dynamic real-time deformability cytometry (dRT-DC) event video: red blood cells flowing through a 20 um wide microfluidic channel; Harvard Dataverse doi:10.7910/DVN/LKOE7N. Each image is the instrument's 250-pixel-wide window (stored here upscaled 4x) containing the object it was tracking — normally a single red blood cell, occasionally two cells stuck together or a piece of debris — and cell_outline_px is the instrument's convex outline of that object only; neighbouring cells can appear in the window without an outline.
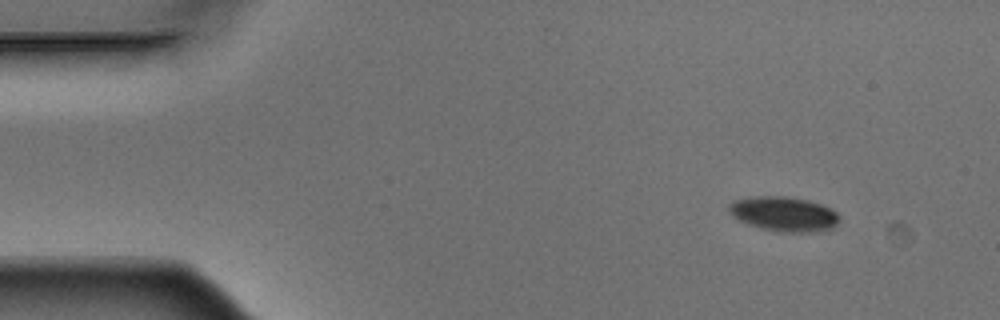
{"species": "Egyptian fruit bat (a non-hibernating species)", "species_latin": "Rousettus aegyptiacus", "temperature_condition": "warm", "stored_images_in_passage": 5, "camera_frame_rate_fps": 3000, "um_per_image_px": 0.085, "animal": {"sex": "male"}, "frame": {"image": 1, "passage_image": 1, "time_ms": 0.0, "image_size_px": [1000, 320], "cell_outline_px": [[840, 220], [832, 228], [816, 232], [780, 232], [748, 224], [732, 216], [728, 208], [736, 200], [756, 196], [784, 196], [808, 200], [820, 204], [836, 212], [840, 216]], "centroid_in_image_um": [66.67, 18.19], "position_along_channel_um": 18.3, "area_um2": 22.02}}
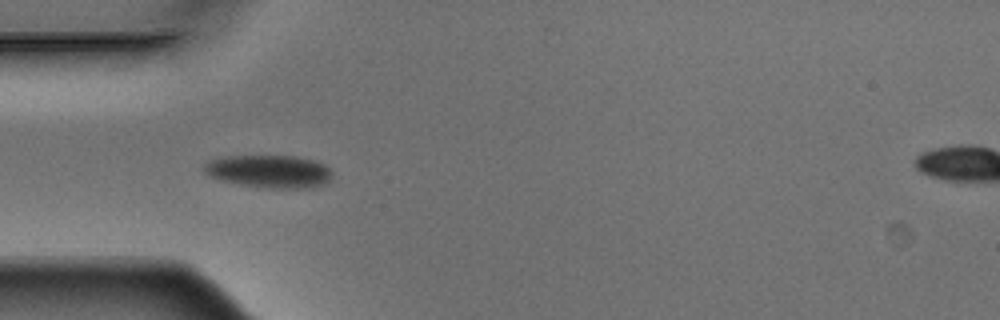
{"frame": {"image": 2, "passage_image": 4, "time_ms": 1.0, "image_size_px": [1000, 320], "cell_outline_px": [[332, 172], [328, 184], [312, 188], [272, 188], [240, 184], [220, 180], [204, 172], [204, 164], [208, 160], [228, 156], [296, 156], [312, 160], [324, 164]], "centroid_in_image_um": [22.92, 14.57], "position_along_channel_um": 62.1, "area_um2": 24.45}}
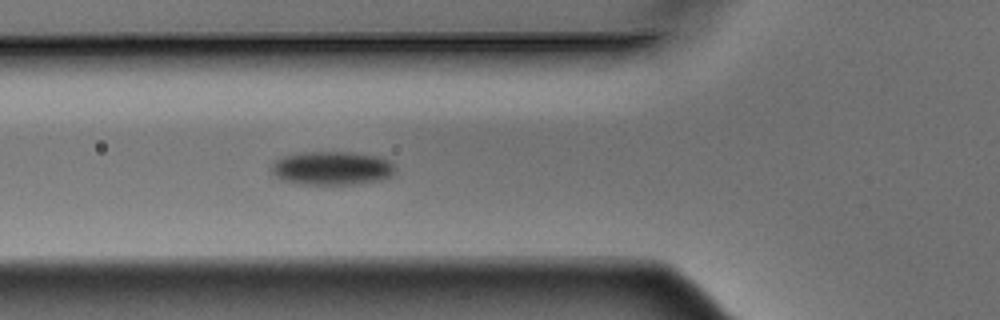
{"frame": {"image": 3, "passage_image": 5, "time_ms": 1.333, "image_size_px": [1000, 320], "cell_outline_px": [[396, 168], [392, 176], [376, 180], [352, 184], [308, 184], [284, 180], [276, 176], [272, 172], [272, 164], [276, 160], [284, 156], [304, 152], [352, 152], [376, 156], [388, 160]], "centroid_in_image_um": [28.23, 14.28], "position_along_channel_um": 97.6, "area_um2": 23.81}}